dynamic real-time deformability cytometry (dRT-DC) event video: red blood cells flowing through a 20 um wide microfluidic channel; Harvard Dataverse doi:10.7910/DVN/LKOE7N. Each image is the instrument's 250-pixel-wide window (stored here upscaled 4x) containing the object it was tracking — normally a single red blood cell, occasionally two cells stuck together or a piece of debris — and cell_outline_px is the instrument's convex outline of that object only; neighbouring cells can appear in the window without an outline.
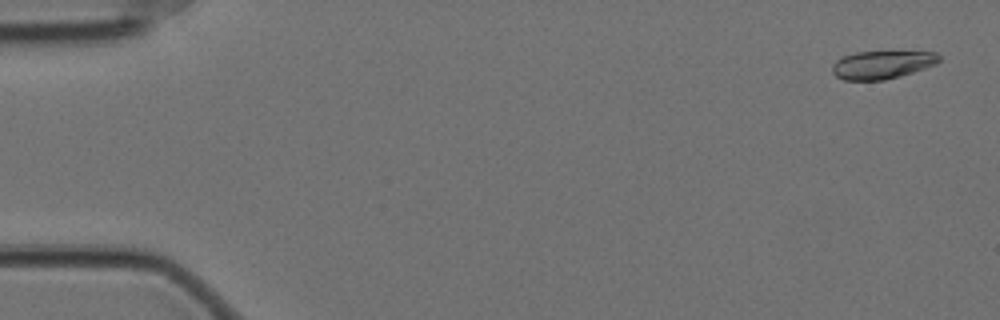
{"species": "Egyptian fruit bat (a non-hibernating species)", "species_latin": "Rousettus aegyptiacus", "temperature_condition": "cold", "stored_images_in_passage": 59, "camera_frame_rate_fps": 3000, "um_per_image_px": 0.085, "animal": {"sex": "female"}, "frame": {"image": 1, "passage_image": 3, "time_ms": 0.667, "image_size_px": [1000, 320], "cell_outline_px": [[940, 60], [936, 64], [900, 76], [884, 80], [844, 80], [836, 76], [832, 72], [832, 64], [840, 56], [856, 52], [936, 52], [940, 56]], "centroid_in_image_um": [74.93, 5.5], "position_along_channel_um": 10.1, "area_um2": 17.46}}
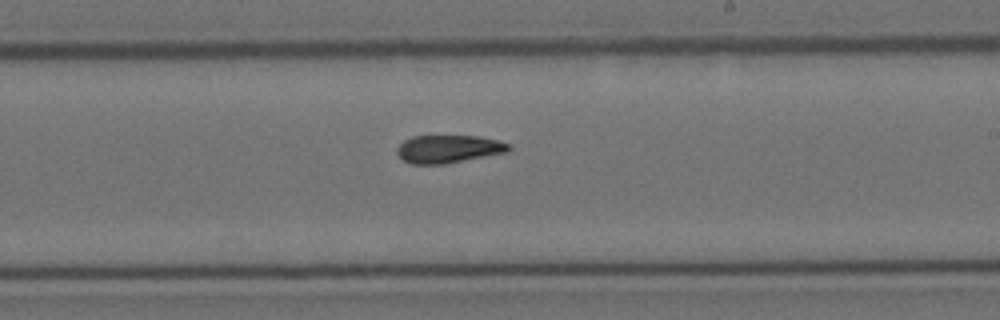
{"frame": {"image": 2, "passage_image": 35, "time_ms": 11.333, "image_size_px": [1000, 320], "cell_outline_px": [[512, 148], [508, 152], [444, 164], [412, 164], [404, 160], [396, 152], [396, 148], [404, 140], [412, 136], [480, 136], [500, 140], [508, 144]], "centroid_in_image_um": [38.14, 12.65], "position_along_channel_um": 250.9, "area_um2": 18.21}}
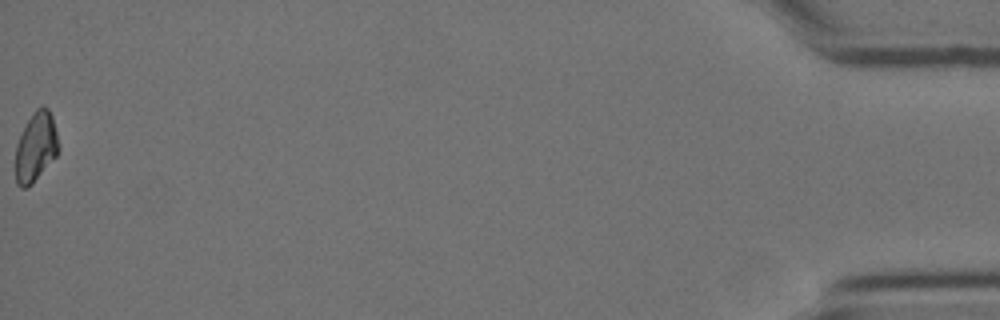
{"frame": {"image": 3, "passage_image": 59, "time_ms": 19.333, "image_size_px": [1000, 320], "cell_outline_px": [[60, 148], [56, 156], [32, 184], [24, 188], [20, 188], [16, 184], [16, 144], [32, 112], [40, 104], [44, 104], [48, 108], [52, 116]], "centroid_in_image_um": [3.05, 12.47], "position_along_channel_um": 432.1, "area_um2": 17.46}, "authors_computed_cell_mechanics": {"area_um2": 18.5538, "velocity_mm_per_s": 3.499, "shape_relaxation_time_tau1_ms": 6.3634, "shape_relaxation_time_tau2_ms": 4.0993, "deformation_change_tau1": 0.1616, "deformation_change_tau2": 0.0979}}